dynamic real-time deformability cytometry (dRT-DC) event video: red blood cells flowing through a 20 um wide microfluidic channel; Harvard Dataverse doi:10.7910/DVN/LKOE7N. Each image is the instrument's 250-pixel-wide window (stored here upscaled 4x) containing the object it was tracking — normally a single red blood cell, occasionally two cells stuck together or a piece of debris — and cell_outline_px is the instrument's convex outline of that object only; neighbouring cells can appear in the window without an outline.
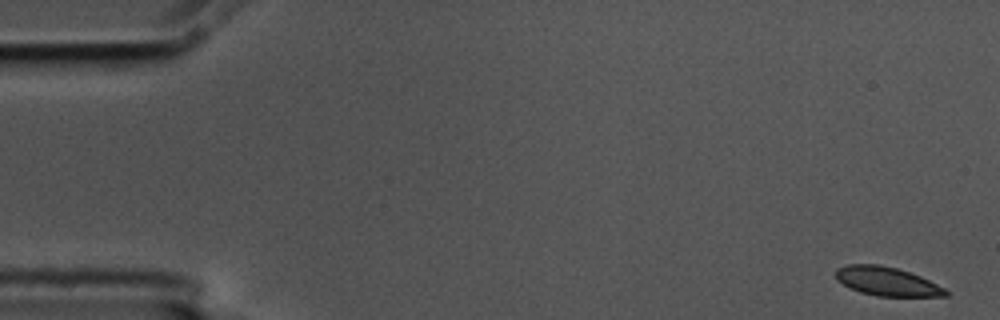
{"species": "common noctule bat (a hibernating species)", "species_latin": "Nyctalus noctula", "temperature_condition": "cold", "stored_images_in_passage": 7, "camera_frame_rate_fps": 3000, "um_per_image_px": 0.085, "animal": {"sex": "male", "body_mass_g": 17.5, "forearm_length_mm": 52.3}, "frame": {"image": 1, "passage_image": 1, "time_ms": 0.0, "image_size_px": [1000, 320], "cell_outline_px": [[948, 296], [876, 296], [860, 292], [836, 280], [836, 268], [848, 264], [880, 264], [896, 268], [920, 276], [944, 288], [948, 292]], "centroid_in_image_um": [75.36, 23.91], "position_along_channel_um": 9.6, "area_um2": 18.26}}
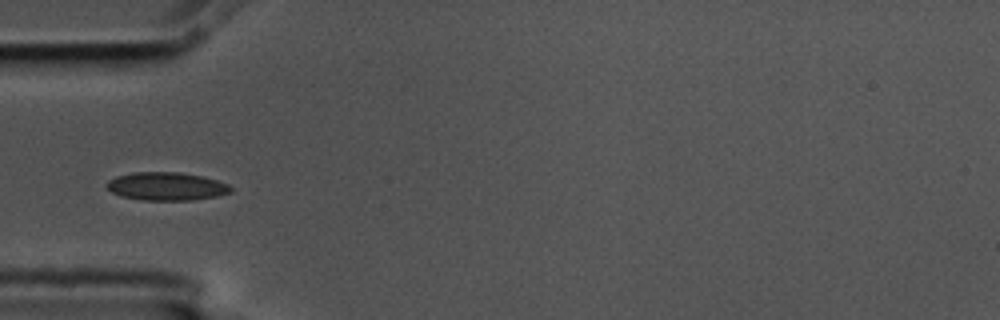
{"frame": {"image": 2, "passage_image": 5, "time_ms": 1.333, "image_size_px": [1000, 320], "cell_outline_px": [[232, 192], [216, 196], [192, 200], [140, 200], [120, 196], [112, 192], [108, 188], [108, 180], [116, 176], [132, 172], [180, 172], [200, 176], [216, 180], [228, 184], [232, 188]], "centroid_in_image_um": [14.14, 15.84], "position_along_channel_um": 70.9, "area_um2": 20.29}}